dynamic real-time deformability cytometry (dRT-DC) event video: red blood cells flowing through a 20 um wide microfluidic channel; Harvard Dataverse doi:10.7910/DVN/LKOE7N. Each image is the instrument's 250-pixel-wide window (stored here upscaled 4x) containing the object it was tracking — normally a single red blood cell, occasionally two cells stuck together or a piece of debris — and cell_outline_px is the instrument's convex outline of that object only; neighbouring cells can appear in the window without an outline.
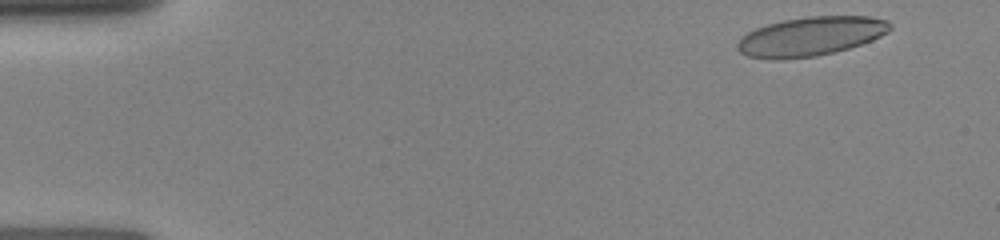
{"species": "human", "species_latin": "Homo sapiens", "temperature_condition": "room temperature", "stored_images_in_passage": 5, "camera_frame_rate_fps": 3000, "um_per_image_px": 0.085, "donor": {"sex": "female"}, "frame": {"image": 1, "passage_image": 1, "time_ms": 0.0, "image_size_px": [1000, 240], "cell_outline_px": [[892, 28], [888, 32], [872, 40], [848, 48], [816, 56], [784, 60], [772, 60], [748, 56], [740, 52], [736, 48], [736, 44], [748, 32], [756, 28], [768, 24], [784, 20], [808, 16], [868, 16], [888, 20], [892, 24]], "centroid_in_image_um": [68.92, 3.09], "position_along_channel_um": 16.1, "area_um2": 34.8}}
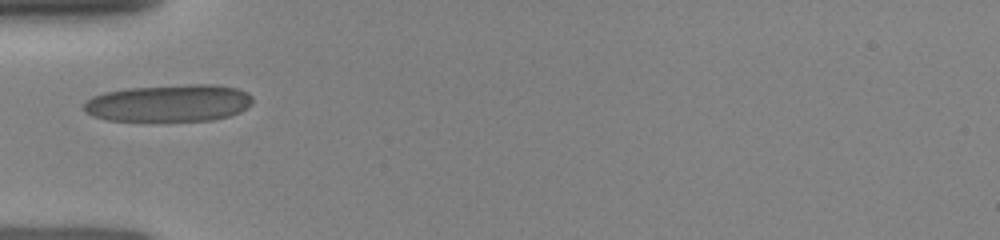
{"frame": {"image": 2, "passage_image": 4, "time_ms": 4.0, "image_size_px": [1000, 240], "cell_outline_px": [[252, 104], [248, 108], [240, 112], [228, 116], [212, 120], [104, 120], [92, 116], [84, 112], [84, 104], [92, 96], [104, 92], [128, 88], [192, 84], [212, 84], [236, 88], [248, 92], [252, 96]], "centroid_in_image_um": [14.37, 8.76], "position_along_channel_um": 70.6, "area_um2": 36.53}}
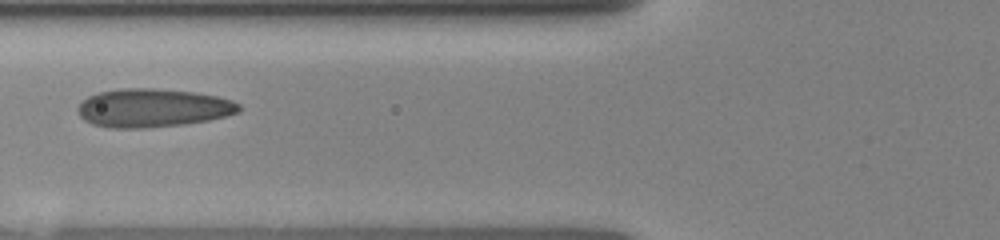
{"frame": {"image": 3, "passage_image": 5, "time_ms": 5.0, "image_size_px": [1000, 240], "cell_outline_px": [[240, 112], [208, 120], [180, 124], [144, 128], [108, 128], [92, 124], [84, 120], [80, 116], [76, 108], [88, 96], [100, 92], [120, 88], [152, 88], [192, 92], [216, 96], [232, 100], [240, 104]], "centroid_in_image_um": [12.95, 9.17], "position_along_channel_um": 112.8, "area_um2": 35.95}}